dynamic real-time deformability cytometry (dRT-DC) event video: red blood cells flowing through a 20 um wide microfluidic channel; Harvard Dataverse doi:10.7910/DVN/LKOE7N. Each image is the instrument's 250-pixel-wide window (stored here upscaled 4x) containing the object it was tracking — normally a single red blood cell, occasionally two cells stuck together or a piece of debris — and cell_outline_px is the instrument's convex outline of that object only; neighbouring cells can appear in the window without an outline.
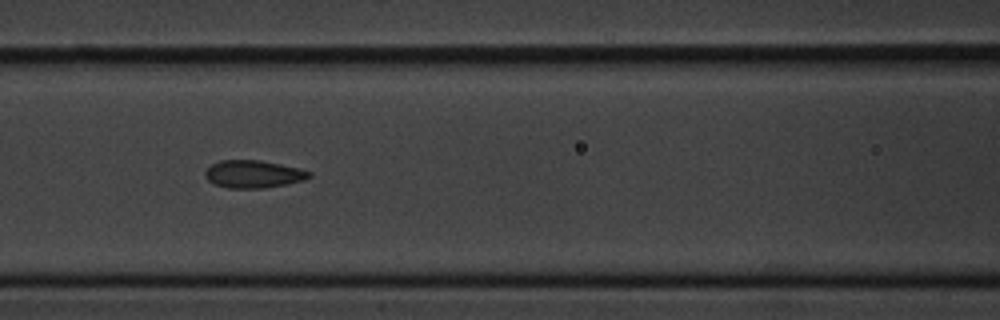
{"species": "common noctule bat (a hibernating species)", "species_latin": "Nyctalus noctula", "temperature_condition": "cold", "stored_images_in_passage": 9, "camera_frame_rate_fps": 3000, "um_per_image_px": 0.085, "animal": {"sex": "male", "body_mass_g": 20.1, "forearm_length_mm": 53.5}, "frame": {"image": 1, "passage_image": 6, "time_ms": 6.333, "image_size_px": [1000, 320], "cell_outline_px": [[312, 176], [304, 180], [288, 184], [264, 188], [228, 188], [216, 184], [208, 180], [204, 176], [204, 172], [212, 164], [220, 160], [260, 160], [300, 168], [312, 172]], "centroid_in_image_um": [21.56, 14.8], "position_along_channel_um": 145.0, "area_um2": 16.82}}
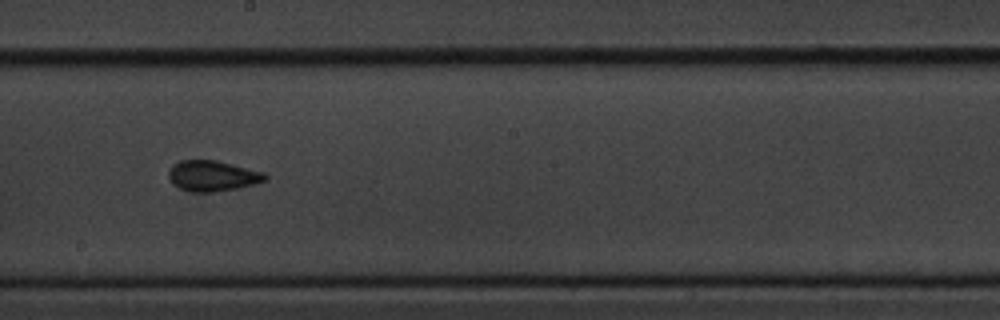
{"frame": {"image": 2, "passage_image": 8, "time_ms": 8.667, "image_size_px": [1000, 320], "cell_outline_px": [[268, 180], [240, 188], [212, 192], [192, 192], [180, 188], [172, 184], [168, 176], [168, 172], [172, 164], [180, 160], [216, 160], [264, 172], [268, 176]], "centroid_in_image_um": [18.06, 14.95], "position_along_channel_um": 230.1, "area_um2": 17.4}}
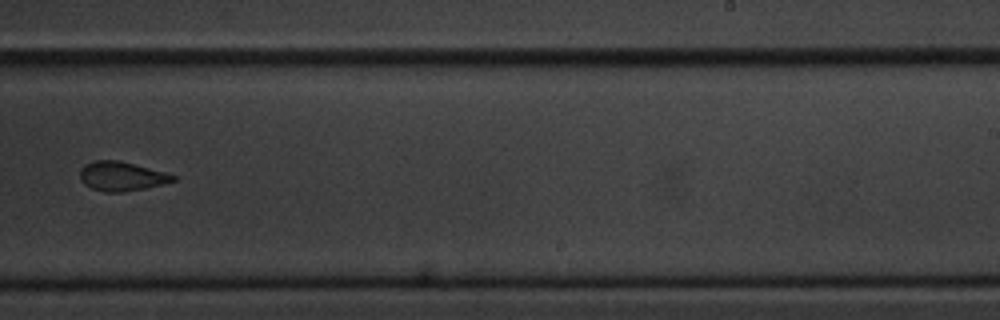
{"frame": {"image": 3, "passage_image": 9, "time_ms": 10.0, "image_size_px": [1000, 320], "cell_outline_px": [[176, 180], [144, 188], [124, 192], [104, 192], [92, 188], [84, 184], [80, 180], [80, 168], [84, 164], [92, 160], [116, 160], [164, 172], [176, 176]], "centroid_in_image_um": [10.26, 14.98], "position_along_channel_um": 278.7, "area_um2": 15.66}}